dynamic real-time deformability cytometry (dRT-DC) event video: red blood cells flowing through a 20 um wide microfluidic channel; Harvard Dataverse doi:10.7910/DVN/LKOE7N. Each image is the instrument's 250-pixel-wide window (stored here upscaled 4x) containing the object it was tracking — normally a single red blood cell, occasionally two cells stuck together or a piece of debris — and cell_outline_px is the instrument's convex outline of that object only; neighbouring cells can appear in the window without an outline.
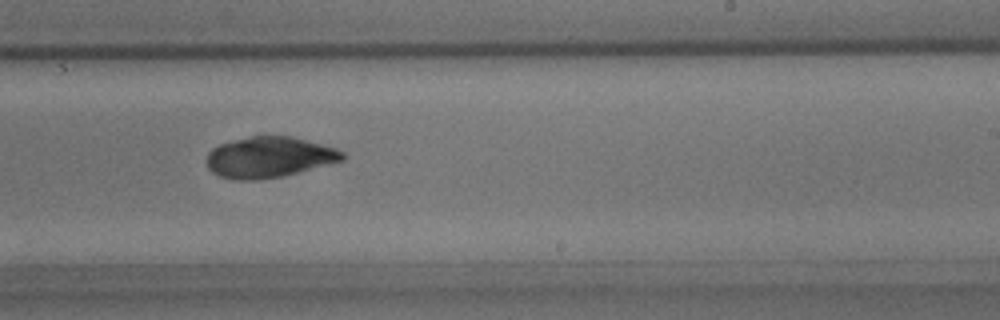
{"species": "common noctule bat (a hibernating species)", "species_latin": "Nyctalus noctula", "temperature_condition": "room temperature", "stored_images_in_passage": 36, "camera_frame_rate_fps": 3000, "um_per_image_px": 0.085, "animal": {"sex": "male", "body_mass_g": 15.6}, "frame": {"image": 1, "passage_image": 17, "time_ms": 5.333, "image_size_px": [1000, 320], "cell_outline_px": [[348, 156], [344, 160], [284, 176], [260, 180], [236, 180], [220, 176], [212, 172], [208, 168], [208, 152], [212, 148], [220, 144], [252, 136], [292, 136], [336, 148], [344, 152]], "centroid_in_image_um": [22.91, 13.37], "position_along_channel_um": 266.1, "area_um2": 32.31}}
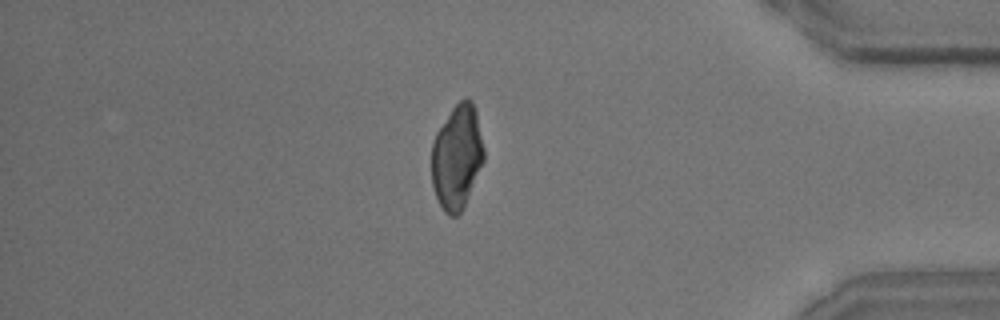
{"frame": {"image": 2, "passage_image": 29, "time_ms": 9.333, "image_size_px": [1000, 320], "cell_outline_px": [[484, 160], [464, 208], [456, 216], [448, 216], [444, 212], [436, 196], [432, 184], [432, 144], [436, 132], [452, 108], [460, 100], [472, 100], [476, 112], [484, 148]], "centroid_in_image_um": [38.84, 13.37], "position_along_channel_um": 396.4, "area_um2": 31.67}}
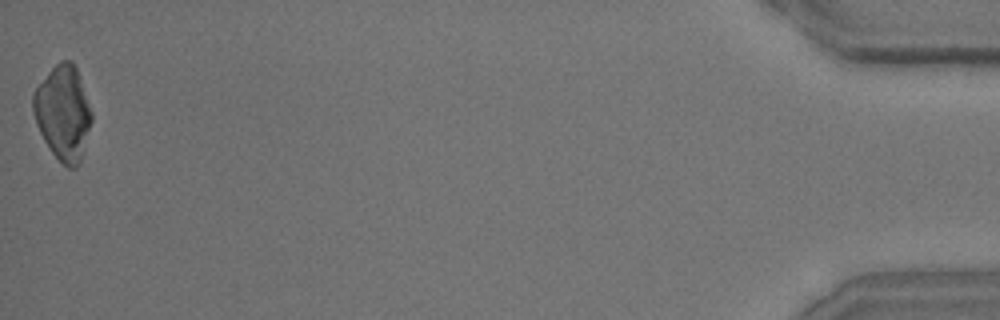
{"frame": {"image": 3, "passage_image": 36, "time_ms": 11.667, "image_size_px": [1000, 320], "cell_outline_px": [[92, 120], [80, 164], [76, 168], [68, 168], [52, 152], [44, 140], [36, 124], [32, 112], [32, 92], [48, 72], [60, 60], [72, 60], [76, 68], [92, 112]], "centroid_in_image_um": [5.35, 9.59], "position_along_channel_um": 429.8, "area_um2": 32.14}}